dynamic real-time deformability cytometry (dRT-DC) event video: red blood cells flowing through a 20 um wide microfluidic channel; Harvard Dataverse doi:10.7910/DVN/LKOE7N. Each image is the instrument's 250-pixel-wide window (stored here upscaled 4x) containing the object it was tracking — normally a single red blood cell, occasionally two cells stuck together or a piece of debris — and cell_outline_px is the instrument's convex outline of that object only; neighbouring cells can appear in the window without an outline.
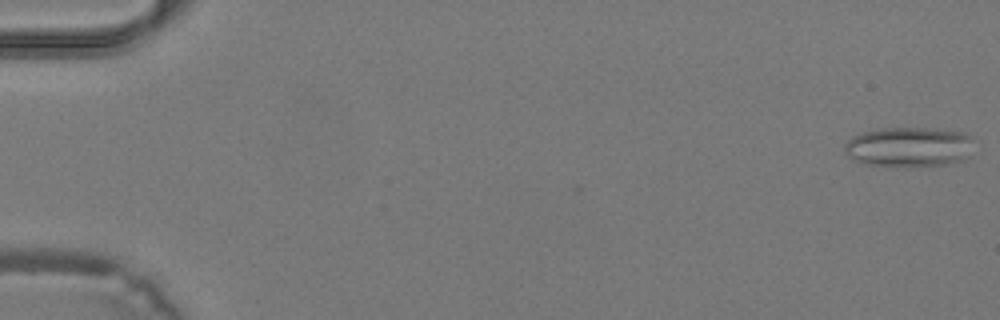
{"species": "common noctule bat (a hibernating species)", "species_latin": "Nyctalus noctula", "temperature_condition": "warm", "stored_images_in_passage": 40, "camera_frame_rate_fps": 3000, "um_per_image_px": 0.085, "animal": {"sex": "male", "body_mass_g": 19.2, "forearm_length_mm": 51.8}, "frame": {"image": 1, "passage_image": 1, "time_ms": 0.0, "image_size_px": [1000, 320], "cell_outline_px": [[972, 136], [968, 156], [964, 160], [944, 164], [908, 168], [864, 164], [852, 160], [844, 152], [844, 144], [852, 136], [860, 132], [880, 128], [928, 128], [964, 132]], "centroid_in_image_um": [77.19, 12.5], "position_along_channel_um": 7.8, "area_um2": 30.63}}
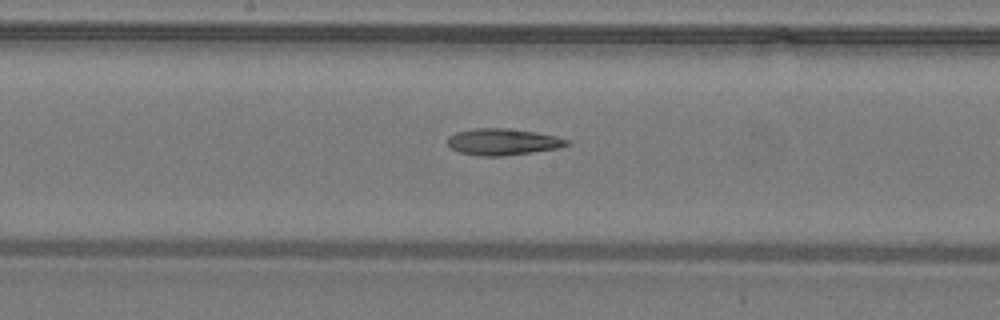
{"frame": {"image": 2, "passage_image": 22, "time_ms": 7.0, "image_size_px": [1000, 320], "cell_outline_px": [[572, 144], [556, 148], [532, 152], [500, 156], [480, 156], [460, 152], [452, 148], [448, 144], [448, 136], [456, 132], [472, 128], [508, 128], [536, 132], [556, 136], [568, 140]], "centroid_in_image_um": [42.73, 12.04], "position_along_channel_um": 205.5, "area_um2": 18.38}}
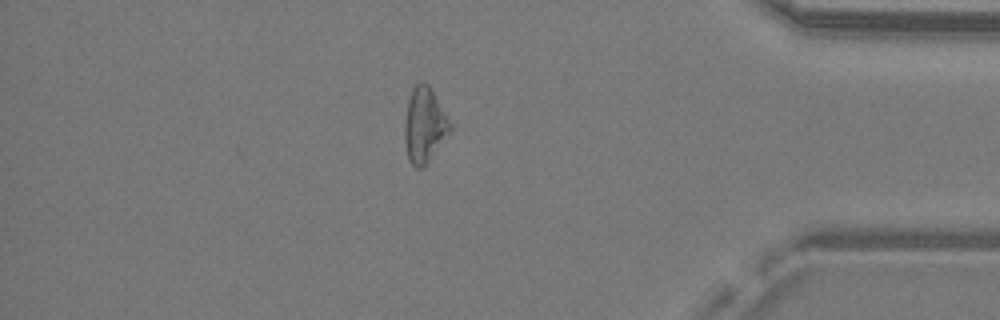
{"frame": {"image": 3, "passage_image": 35, "time_ms": 11.333, "image_size_px": [1000, 320], "cell_outline_px": [[452, 132], [428, 160], [420, 168], [416, 168], [412, 164], [408, 156], [404, 136], [404, 124], [408, 100], [412, 88], [416, 84], [424, 80], [428, 84], [452, 124]], "centroid_in_image_um": [36.09, 10.6], "position_along_channel_um": 399.1, "area_um2": 19.71}}